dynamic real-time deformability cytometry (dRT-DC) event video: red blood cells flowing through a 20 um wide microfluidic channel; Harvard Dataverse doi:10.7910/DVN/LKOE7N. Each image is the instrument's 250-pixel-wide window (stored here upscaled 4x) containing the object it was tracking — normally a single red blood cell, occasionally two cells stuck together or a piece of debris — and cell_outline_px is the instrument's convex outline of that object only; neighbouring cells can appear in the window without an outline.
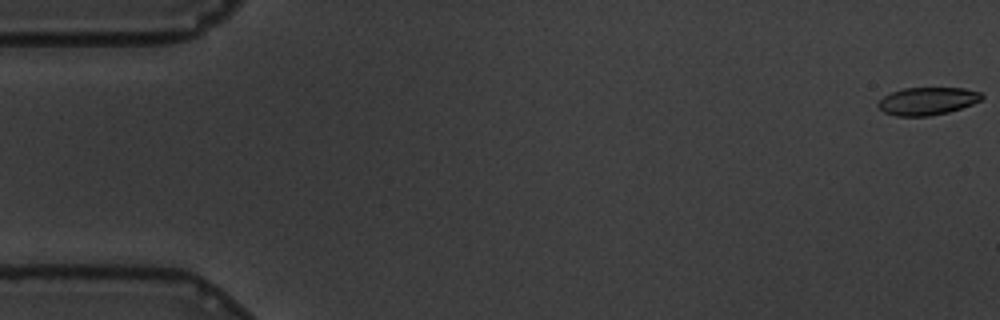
{"species": "common noctule bat (a hibernating species)", "species_latin": "Nyctalus noctula", "temperature_condition": "warm", "stored_images_in_passage": 58, "camera_frame_rate_fps": 3000, "um_per_image_px": 0.085, "animal": {"sex": "male", "body_mass_g": 19.5, "forearm_length_mm": 54.6}, "frame": {"image": 1, "passage_image": 1, "time_ms": 0.0, "image_size_px": [1000, 320], "cell_outline_px": [[984, 96], [980, 100], [972, 104], [948, 112], [928, 116], [896, 116], [884, 112], [876, 104], [884, 96], [892, 92], [904, 88], [964, 88], [980, 92]], "centroid_in_image_um": [78.82, 8.59], "position_along_channel_um": 6.2, "area_um2": 16.59}}
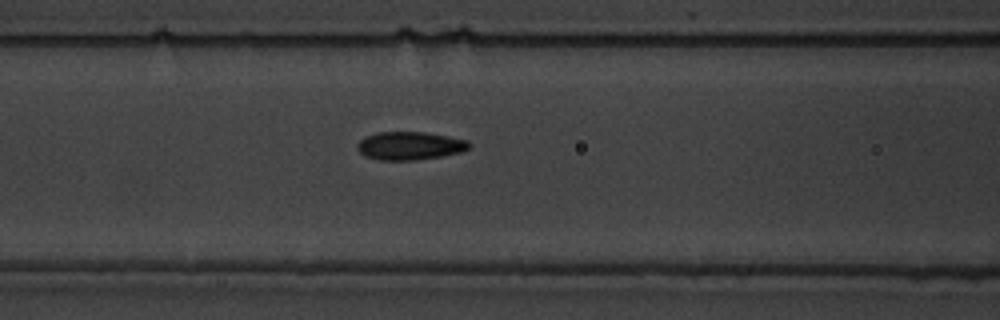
{"frame": {"image": 2, "passage_image": 24, "time_ms": 7.667, "image_size_px": [1000, 320], "cell_outline_px": [[472, 144], [468, 148], [460, 152], [440, 156], [416, 160], [380, 160], [364, 156], [360, 152], [356, 144], [364, 136], [376, 132], [424, 132], [448, 136], [468, 140]], "centroid_in_image_um": [34.81, 12.38], "position_along_channel_um": 131.8, "area_um2": 18.38}}
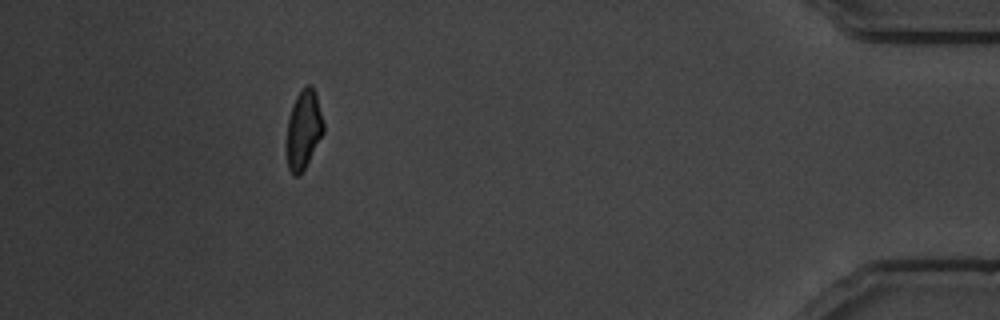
{"frame": {"image": 3, "passage_image": 53, "time_ms": 17.333, "image_size_px": [1000, 320], "cell_outline_px": [[324, 132], [300, 176], [292, 176], [288, 168], [288, 116], [292, 104], [296, 96], [304, 84], [312, 84], [316, 92], [324, 124]], "centroid_in_image_um": [25.82, 10.96], "position_along_channel_um": 409.4, "area_um2": 16.94}, "authors_computed_cell_mechanics": {"area_um2": 17.7157, "velocity_mm_per_s": 3.4768, "shape_relaxation_time_tau1_ms": 4.5415, "shape_relaxation_time_tau2_ms": 1.6347, "deformation_change_tau1": 0.1188, "deformation_change_tau2": 0.0701}}